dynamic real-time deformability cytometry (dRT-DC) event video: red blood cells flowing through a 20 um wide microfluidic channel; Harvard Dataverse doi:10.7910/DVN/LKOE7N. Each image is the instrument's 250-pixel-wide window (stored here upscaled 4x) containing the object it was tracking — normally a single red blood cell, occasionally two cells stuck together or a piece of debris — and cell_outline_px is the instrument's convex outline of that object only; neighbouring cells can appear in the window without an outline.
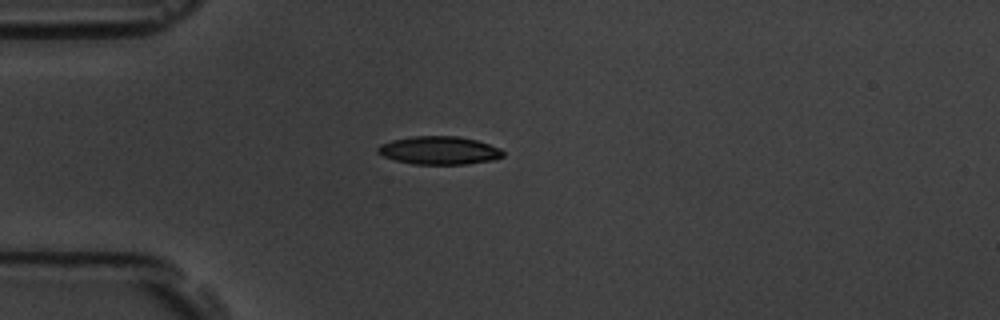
{"species": "common noctule bat (a hibernating species)", "species_latin": "Nyctalus noctula", "temperature_condition": "room temperature", "stored_images_in_passage": 3, "camera_frame_rate_fps": 3000, "um_per_image_px": 0.085, "animal": {"sex": "male", "body_mass_g": 19.5, "forearm_length_mm": 54.6}, "frame": {"image": 1, "passage_image": 3, "time_ms": 3.0, "image_size_px": [1000, 320], "cell_outline_px": [[504, 156], [492, 160], [468, 164], [412, 164], [396, 160], [384, 156], [376, 152], [376, 148], [380, 144], [392, 140], [412, 136], [456, 136], [476, 140], [500, 148], [504, 152]], "centroid_in_image_um": [37.32, 12.78], "position_along_channel_um": 47.7, "area_um2": 20.52}}